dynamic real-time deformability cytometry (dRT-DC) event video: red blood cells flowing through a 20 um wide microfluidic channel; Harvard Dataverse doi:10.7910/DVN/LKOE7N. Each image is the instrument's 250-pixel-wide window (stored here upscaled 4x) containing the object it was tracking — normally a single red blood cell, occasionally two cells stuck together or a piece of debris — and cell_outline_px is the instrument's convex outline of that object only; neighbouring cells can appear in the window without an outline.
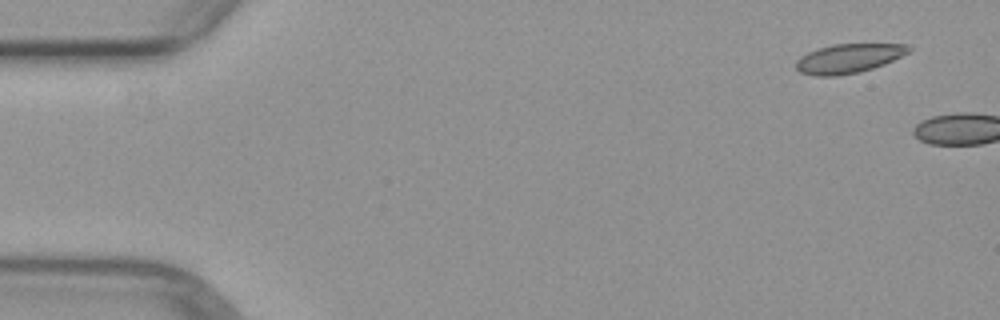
{"species": "common noctule bat (a hibernating species)", "species_latin": "Nyctalus noctula", "temperature_condition": "warm", "stored_images_in_passage": 2, "camera_frame_rate_fps": 3000, "um_per_image_px": 0.085, "animal": {"sex": "female", "body_mass_g": 29.2, "forearm_length_mm": 56.3}, "frame": {"image": 1, "passage_image": 1, "time_ms": 0.0, "image_size_px": [1000, 320], "cell_outline_px": [[912, 48], [908, 52], [884, 64], [860, 72], [836, 76], [816, 76], [800, 72], [796, 68], [796, 60], [800, 56], [816, 48], [832, 44], [908, 44]], "centroid_in_image_um": [72.09, 4.96], "position_along_channel_um": 12.9, "area_um2": 19.19}}